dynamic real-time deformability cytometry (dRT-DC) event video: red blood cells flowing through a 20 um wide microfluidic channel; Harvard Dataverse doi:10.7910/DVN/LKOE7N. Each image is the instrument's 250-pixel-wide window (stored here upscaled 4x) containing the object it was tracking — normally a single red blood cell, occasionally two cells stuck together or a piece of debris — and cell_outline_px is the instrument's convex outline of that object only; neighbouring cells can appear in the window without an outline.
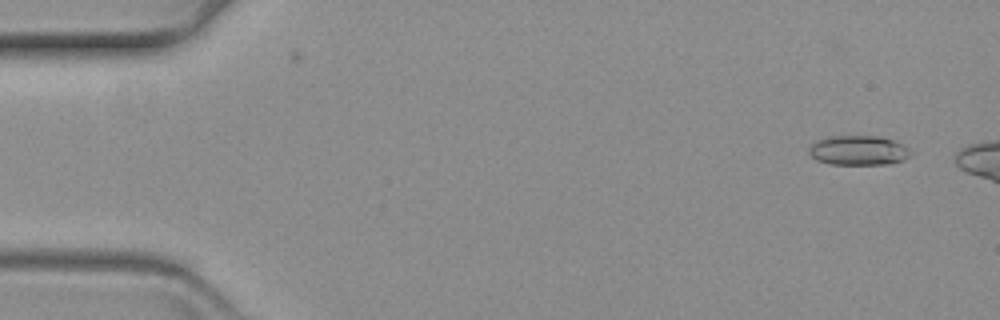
{"species": "common noctule bat (a hibernating species)", "species_latin": "Nyctalus noctula", "temperature_condition": "warm", "stored_images_in_passage": 10, "camera_frame_rate_fps": 3000, "um_per_image_px": 0.085, "animal": {"sex": "female", "body_mass_g": 19.3, "forearm_length_mm": 54.1}, "frame": {"image": 1, "passage_image": 4, "time_ms": 1.0, "image_size_px": [1000, 320], "cell_outline_px": [[912, 152], [904, 160], [888, 164], [832, 164], [816, 160], [808, 152], [808, 148], [812, 144], [820, 140], [832, 136], [876, 136], [892, 140], [908, 148]], "centroid_in_image_um": [72.96, 12.79], "position_along_channel_um": 12.0, "area_um2": 17.28}}